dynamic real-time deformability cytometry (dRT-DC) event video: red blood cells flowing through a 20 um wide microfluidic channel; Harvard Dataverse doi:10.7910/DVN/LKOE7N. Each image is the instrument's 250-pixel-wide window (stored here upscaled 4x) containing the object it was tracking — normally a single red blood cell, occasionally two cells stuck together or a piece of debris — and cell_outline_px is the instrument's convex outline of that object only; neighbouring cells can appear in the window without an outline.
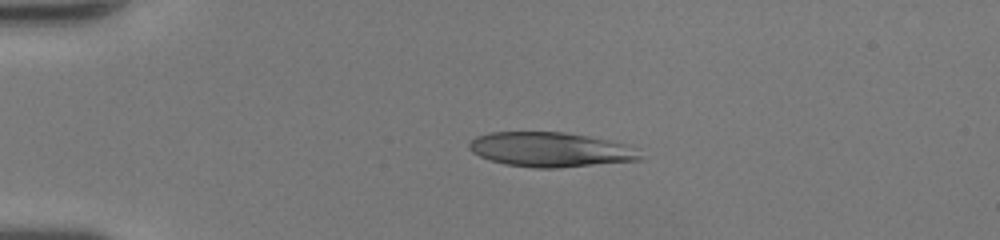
{"species": "human", "species_latin": "Homo sapiens", "temperature_condition": "room temperature", "stored_images_in_passage": 38, "camera_frame_rate_fps": 3000, "um_per_image_px": 0.085, "donor": {"sex": "female"}, "frame": {"image": 1, "passage_image": 1, "time_ms": 0.0, "image_size_px": [1000, 240], "cell_outline_px": [[640, 160], [556, 168], [536, 168], [504, 164], [480, 156], [472, 152], [468, 148], [468, 144], [476, 136], [492, 132], [564, 132], [588, 136], [608, 140], [624, 144], [640, 156]], "centroid_in_image_um": [46.7, 12.71], "position_along_channel_um": 38.3, "area_um2": 33.99}}
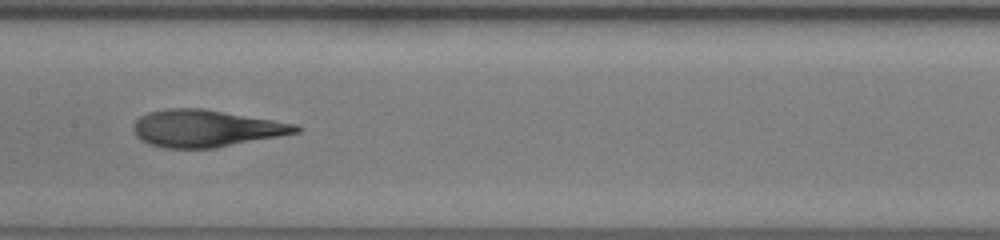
{"frame": {"image": 2, "passage_image": 15, "time_ms": 4.667, "image_size_px": [1000, 240], "cell_outline_px": [[304, 128], [300, 132], [280, 136], [212, 148], [164, 148], [148, 144], [140, 140], [136, 136], [132, 128], [132, 124], [140, 116], [148, 112], [168, 108], [200, 108], [296, 124]], "centroid_in_image_um": [17.45, 10.92], "position_along_channel_um": 189.9, "area_um2": 34.97}}
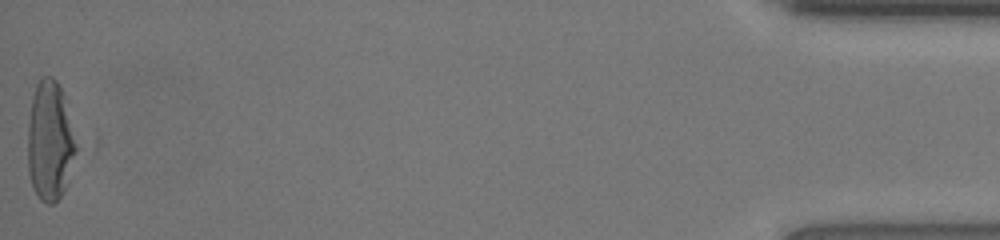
{"frame": {"image": 3, "passage_image": 38, "time_ms": 12.333, "image_size_px": [1000, 240], "cell_outline_px": [[76, 152], [64, 188], [60, 196], [52, 204], [48, 204], [40, 200], [32, 188], [28, 172], [28, 124], [32, 96], [36, 84], [40, 76], [52, 76], [56, 80], [64, 96], [76, 148]], "centroid_in_image_um": [4.2, 11.97], "position_along_channel_um": 431.0, "area_um2": 33.23}, "authors_computed_cell_mechanics": {"area_um2": 34.4488, "velocity_mm_per_s": 4.3265, "shape_relaxation_time_tau1_ms": 6.1607, "shape_relaxation_time_tau2_ms": 1.3594, "deformation_change_tau1": 0.2658, "deformation_change_tau2": 0.0989}}